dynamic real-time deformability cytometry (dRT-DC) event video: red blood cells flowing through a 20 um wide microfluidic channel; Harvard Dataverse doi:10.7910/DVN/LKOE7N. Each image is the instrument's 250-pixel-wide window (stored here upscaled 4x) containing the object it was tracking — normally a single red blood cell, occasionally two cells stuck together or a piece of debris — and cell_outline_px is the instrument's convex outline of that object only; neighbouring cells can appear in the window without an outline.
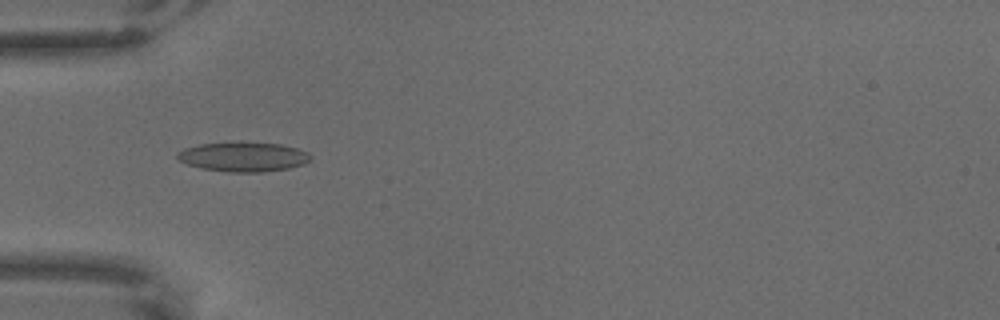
{"species": "common noctule bat (a hibernating species)", "species_latin": "Nyctalus noctula", "temperature_condition": "warm", "stored_images_in_passage": 5, "camera_frame_rate_fps": 3000, "um_per_image_px": 0.085, "animal": {"sex": "male", "body_mass_g": 18.8}, "frame": {"image": 1, "passage_image": 3, "time_ms": 0.667, "image_size_px": [1000, 320], "cell_outline_px": [[312, 156], [304, 164], [288, 168], [264, 172], [228, 172], [200, 168], [188, 164], [180, 160], [176, 156], [176, 152], [184, 148], [200, 144], [280, 144], [296, 148], [308, 152]], "centroid_in_image_um": [20.67, 13.36], "position_along_channel_um": 64.3, "area_um2": 22.25}}
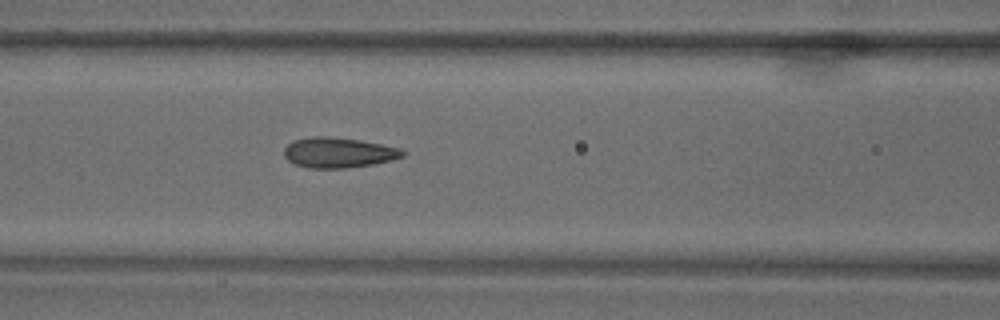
{"frame": {"image": 2, "passage_image": 5, "time_ms": 1.333, "image_size_px": [1000, 320], "cell_outline_px": [[404, 156], [392, 160], [372, 164], [348, 168], [308, 168], [296, 164], [288, 160], [284, 156], [284, 148], [292, 140], [312, 136], [328, 136], [360, 140], [400, 148], [404, 152]], "centroid_in_image_um": [28.74, 12.97], "position_along_channel_um": 137.9, "area_um2": 20.92}}